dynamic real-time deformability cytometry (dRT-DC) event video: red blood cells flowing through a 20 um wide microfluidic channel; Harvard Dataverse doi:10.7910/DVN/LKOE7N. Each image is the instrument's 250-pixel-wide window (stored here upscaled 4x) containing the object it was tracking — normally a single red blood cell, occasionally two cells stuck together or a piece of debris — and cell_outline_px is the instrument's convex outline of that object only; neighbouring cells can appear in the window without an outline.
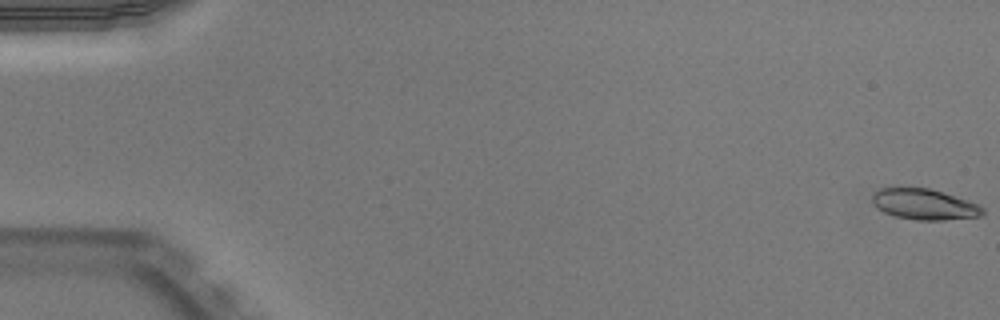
{"species": "Egyptian fruit bat (a non-hibernating species)", "species_latin": "Rousettus aegyptiacus", "temperature_condition": "warm", "stored_images_in_passage": 48, "camera_frame_rate_fps": 3000, "um_per_image_px": 0.085, "animal": {"sex": "male"}, "frame": {"image": 1, "passage_image": 1, "time_ms": 0.0, "image_size_px": [1000, 320], "cell_outline_px": [[984, 212], [980, 216], [944, 220], [916, 220], [896, 216], [884, 212], [872, 204], [872, 196], [880, 188], [908, 184], [928, 188], [944, 192], [968, 200], [984, 208]], "centroid_in_image_um": [78.51, 17.32], "position_along_channel_um": 6.5, "area_um2": 20.35}}
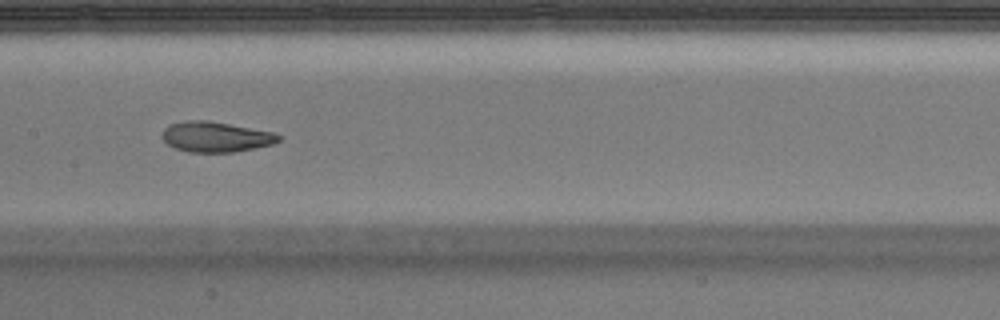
{"frame": {"image": 2, "passage_image": 27, "time_ms": 8.667, "image_size_px": [1000, 320], "cell_outline_px": [[280, 140], [272, 144], [232, 152], [188, 152], [176, 148], [168, 144], [164, 140], [164, 128], [172, 124], [188, 120], [208, 120], [272, 132], [280, 136]], "centroid_in_image_um": [18.33, 11.63], "position_along_channel_um": 189.1, "area_um2": 20.11}}
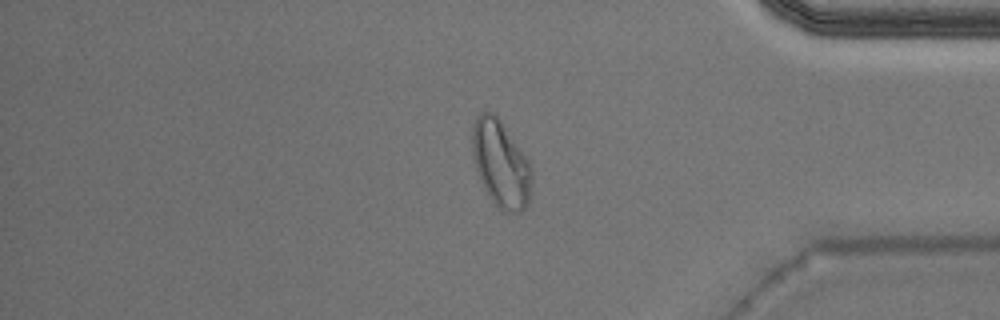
{"frame": {"image": 3, "passage_image": 44, "time_ms": 14.333, "image_size_px": [1000, 320], "cell_outline_px": [[532, 188], [528, 204], [520, 212], [508, 212], [500, 208], [492, 200], [484, 188], [480, 180], [472, 156], [472, 124], [476, 116], [480, 112], [492, 112], [500, 120], [520, 148], [528, 160], [532, 168]], "centroid_in_image_um": [42.57, 13.92], "position_along_channel_um": 392.6, "area_um2": 30.06}, "authors_computed_cell_mechanics": {"area_um2": 20.9525, "velocity_mm_per_s": 3.97, "shape_relaxation_time_tau1_ms": 3.784, "shape_relaxation_time_tau2_ms": 1.6704, "deformation_change_tau1": 0.1581, "deformation_change_tau2": 0.0747}}